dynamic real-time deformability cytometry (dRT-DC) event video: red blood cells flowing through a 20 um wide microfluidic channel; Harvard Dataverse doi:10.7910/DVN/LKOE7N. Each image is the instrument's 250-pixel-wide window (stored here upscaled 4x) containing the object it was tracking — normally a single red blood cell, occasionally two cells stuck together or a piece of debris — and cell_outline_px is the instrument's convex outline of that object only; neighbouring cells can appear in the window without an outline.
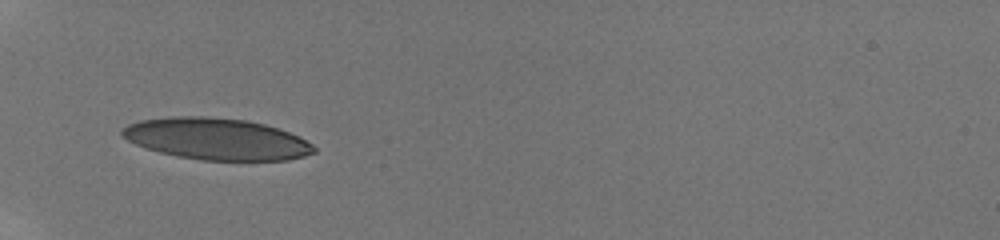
{"species": "human", "species_latin": "Homo sapiens", "temperature_condition": "room temperature", "stored_images_in_passage": 61, "camera_frame_rate_fps": 3000, "um_per_image_px": 0.085, "donor": {"sex": "male"}, "frame": {"image": 1, "passage_image": 1, "time_ms": 0.0, "image_size_px": [1000, 240], "cell_outline_px": [[316, 152], [304, 156], [288, 160], [204, 160], [180, 156], [160, 152], [136, 144], [120, 136], [120, 128], [128, 124], [140, 120], [168, 116], [208, 116], [248, 120], [264, 124], [288, 132], [312, 144], [316, 148]], "centroid_in_image_um": [18.36, 11.79], "position_along_channel_um": 66.6, "area_um2": 46.41}}
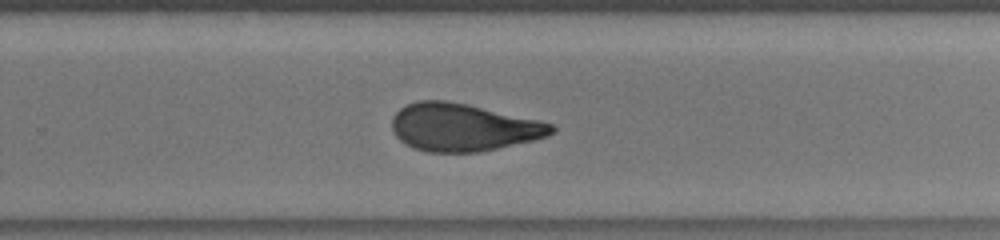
{"frame": {"image": 2, "passage_image": 30, "time_ms": 6.0, "image_size_px": [1000, 240], "cell_outline_px": [[556, 132], [548, 136], [532, 140], [496, 148], [476, 152], [428, 152], [404, 144], [392, 132], [392, 116], [400, 108], [416, 100], [444, 100], [468, 104], [540, 120], [552, 124], [556, 128]], "centroid_in_image_um": [39.35, 10.81], "position_along_channel_um": 290.5, "area_um2": 44.27}}
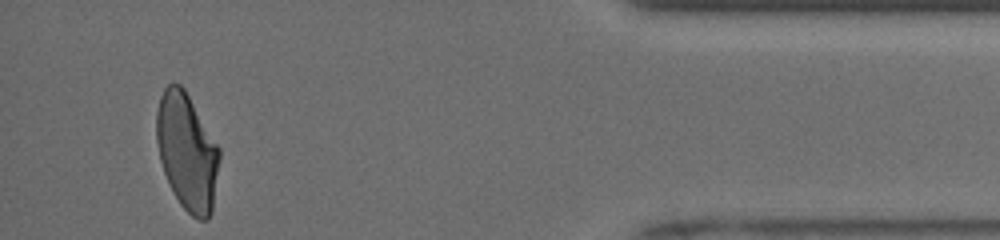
{"frame": {"image": 3, "passage_image": 55, "time_ms": 10.333, "image_size_px": [1000, 240], "cell_outline_px": [[220, 160], [212, 212], [208, 220], [200, 220], [192, 216], [180, 204], [164, 172], [160, 160], [156, 140], [156, 112], [160, 96], [164, 88], [168, 84], [180, 84], [184, 88], [220, 148]], "centroid_in_image_um": [15.91, 12.89], "position_along_channel_um": 419.3, "area_um2": 42.77}, "authors_computed_cell_mechanics": {"area_um2": 44.506, "velocity_mm_per_s": 3.9612, "shape_relaxation_time_tau1_ms": 7.4014, "shape_relaxation_time_tau2_ms": 1.625, "deformation_change_tau1": 0.2124, "deformation_change_tau2": 0.0917}}